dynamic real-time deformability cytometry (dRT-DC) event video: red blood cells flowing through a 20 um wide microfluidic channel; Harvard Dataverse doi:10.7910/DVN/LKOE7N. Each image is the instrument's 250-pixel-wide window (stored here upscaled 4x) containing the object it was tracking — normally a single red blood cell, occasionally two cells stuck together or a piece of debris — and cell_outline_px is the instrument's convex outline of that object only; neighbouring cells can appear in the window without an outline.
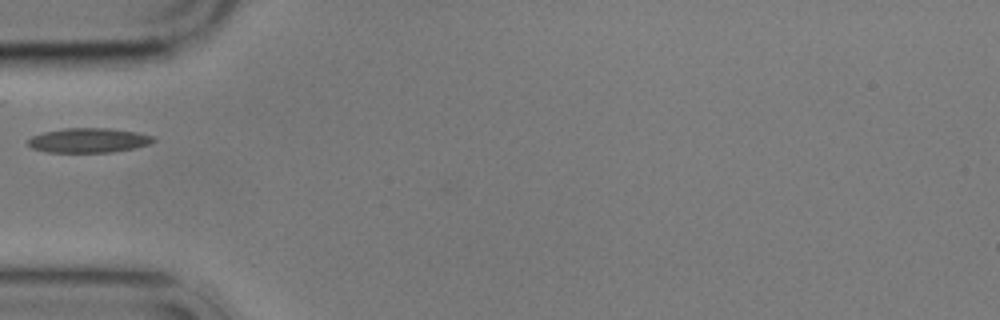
{"species": "common noctule bat (a hibernating species)", "species_latin": "Nyctalus noctula", "temperature_condition": "cold", "stored_images_in_passage": 2, "camera_frame_rate_fps": 3000, "um_per_image_px": 0.085, "animal": {"sex": "male", "body_mass_g": 17.9}, "frame": {"image": 1, "passage_image": 1, "time_ms": 0.0, "image_size_px": [1000, 320], "cell_outline_px": [[156, 140], [148, 144], [132, 148], [112, 152], [48, 152], [32, 148], [28, 144], [28, 140], [32, 136], [44, 132], [64, 128], [108, 128], [136, 132], [156, 136]], "centroid_in_image_um": [7.54, 11.92], "position_along_channel_um": 77.5, "area_um2": 17.86}}
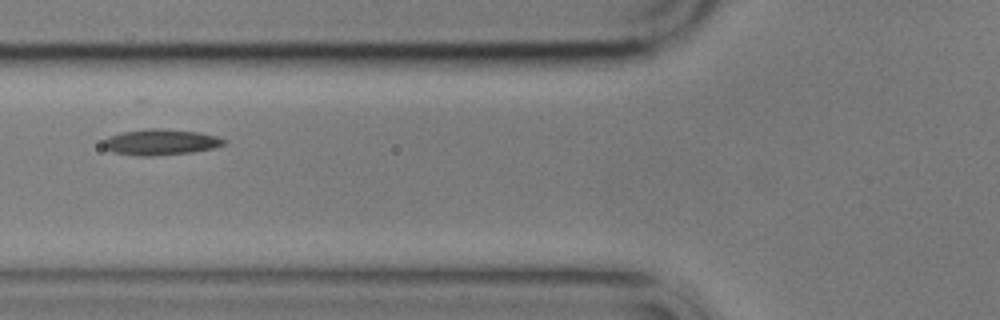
{"frame": {"image": 2, "passage_image": 2, "time_ms": 1.0, "image_size_px": [1000, 320], "cell_outline_px": [[228, 144], [212, 148], [192, 152], [152, 156], [136, 156], [112, 152], [104, 148], [104, 140], [108, 136], [120, 132], [152, 128], [160, 128], [196, 132], [216, 136], [228, 140]], "centroid_in_image_um": [13.65, 12.08], "position_along_channel_um": 112.2, "area_um2": 18.26}}